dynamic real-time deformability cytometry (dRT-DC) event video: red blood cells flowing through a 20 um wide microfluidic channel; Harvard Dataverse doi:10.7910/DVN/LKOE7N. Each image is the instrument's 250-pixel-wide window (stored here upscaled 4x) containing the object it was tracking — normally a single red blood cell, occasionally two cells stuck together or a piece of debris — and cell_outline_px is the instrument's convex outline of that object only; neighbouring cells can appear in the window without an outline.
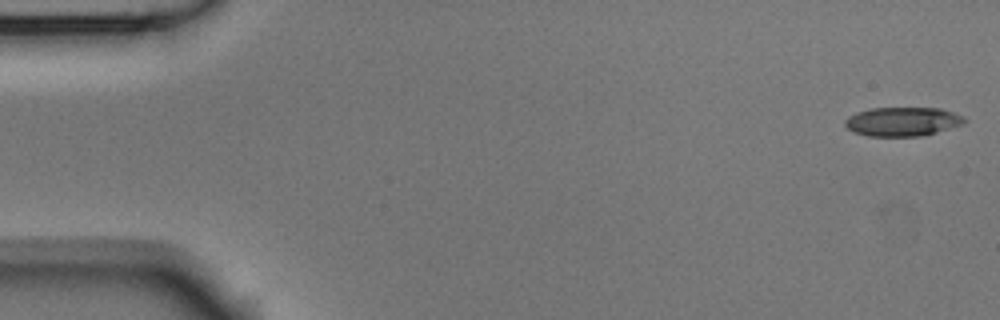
{"species": "Egyptian fruit bat (a non-hibernating species)", "species_latin": "Rousettus aegyptiacus", "temperature_condition": "room temperature", "stored_images_in_passage": 54, "camera_frame_rate_fps": 3000, "um_per_image_px": 0.085, "animal": {"sex": "male"}, "frame": {"image": 1, "passage_image": 1, "time_ms": 0.0, "image_size_px": [1000, 320], "cell_outline_px": [[968, 120], [960, 124], [936, 132], [920, 136], [868, 136], [852, 132], [844, 124], [844, 120], [848, 116], [856, 112], [872, 108], [940, 108], [964, 116]], "centroid_in_image_um": [76.67, 10.33], "position_along_channel_um": 8.3, "area_um2": 20.11}}
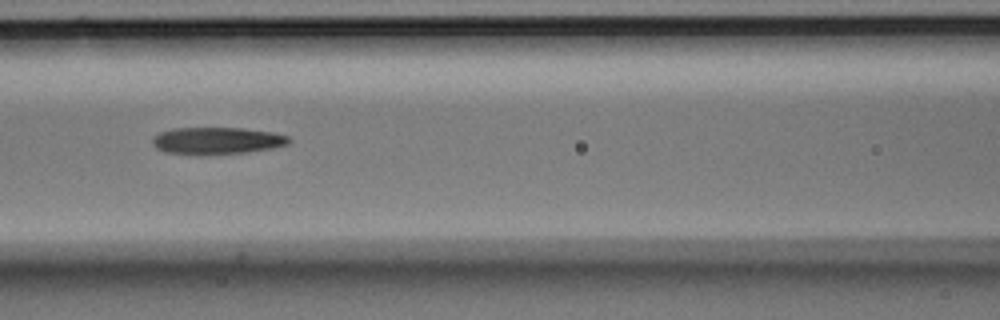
{"frame": {"image": 2, "passage_image": 23, "time_ms": 7.333, "image_size_px": [1000, 320], "cell_outline_px": [[292, 140], [288, 144], [272, 148], [248, 152], [208, 156], [196, 156], [164, 152], [156, 148], [152, 144], [152, 136], [160, 132], [172, 128], [244, 128], [272, 132], [288, 136]], "centroid_in_image_um": [18.39, 11.98], "position_along_channel_um": 148.2, "area_um2": 22.14}}
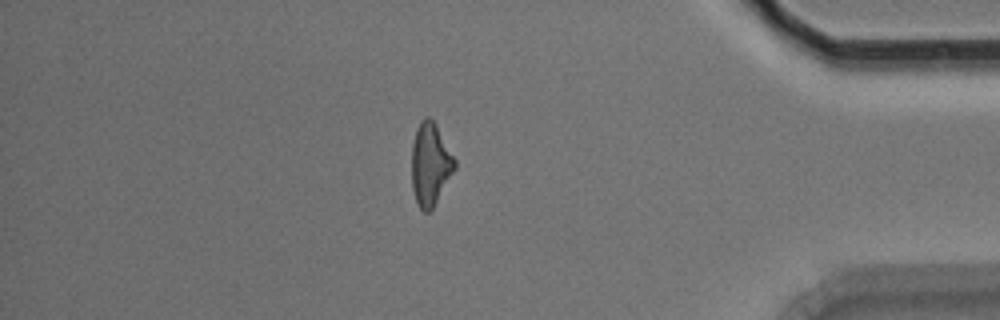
{"frame": {"image": 3, "passage_image": 46, "time_ms": 15.0, "image_size_px": [1000, 320], "cell_outline_px": [[456, 168], [432, 208], [428, 212], [424, 212], [416, 204], [412, 188], [412, 144], [416, 128], [420, 120], [424, 116], [428, 116], [436, 124], [456, 160]], "centroid_in_image_um": [36.56, 13.94], "position_along_channel_um": 398.6, "area_um2": 20.75}, "authors_computed_cell_mechanics": {"area_um2": 21.1548, "velocity_mm_per_s": 3.7215, "shape_relaxation_time_tau1_ms": 7.0239, "shape_relaxation_time_tau2_ms": 9.7067, "deformation_change_tau1": 0.2035, "deformation_change_tau2": 0.2643}}